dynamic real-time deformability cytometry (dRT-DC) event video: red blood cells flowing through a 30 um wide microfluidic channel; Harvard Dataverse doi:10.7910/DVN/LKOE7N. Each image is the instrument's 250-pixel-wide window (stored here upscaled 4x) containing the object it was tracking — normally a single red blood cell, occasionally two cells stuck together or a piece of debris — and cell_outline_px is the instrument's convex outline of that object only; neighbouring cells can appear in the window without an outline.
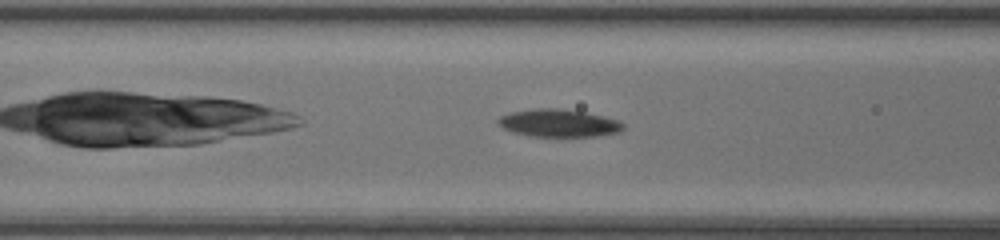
{"species": "common noctule bat (a hibernating species)", "species_latin": "Nyctalus noctula", "temperature_condition": "room temperature", "stored_images_in_passage": 25, "camera_frame_rate_fps": 3000, "um_per_image_px": 0.085, "animal": {"sex": "female", "body_mass_g": 20.0, "forearm_length_mm": 54.0}, "frame": {"image": 1, "passage_image": 5, "time_ms": 1.333, "image_size_px": [1000, 240], "cell_outline_px": [[624, 128], [620, 132], [596, 136], [528, 136], [512, 132], [496, 124], [496, 120], [500, 116], [512, 112], [536, 108], [560, 108], [584, 112], [604, 116], [620, 120], [624, 124]], "centroid_in_image_um": [47.48, 10.46], "position_along_channel_um": 119.1, "area_um2": 20.29}}
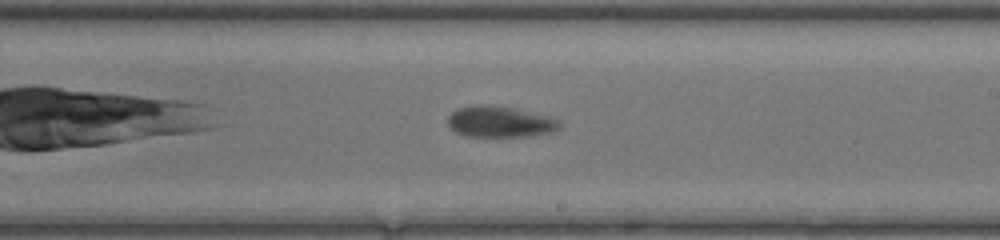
{"frame": {"image": 2, "passage_image": 14, "time_ms": 4.333, "image_size_px": [1000, 240], "cell_outline_px": [[560, 128], [552, 132], [524, 136], [468, 136], [456, 132], [448, 124], [448, 116], [456, 108], [476, 104], [488, 104], [512, 108], [548, 116], [560, 120]], "centroid_in_image_um": [42.47, 10.33], "position_along_channel_um": 246.5, "area_um2": 20.11}}
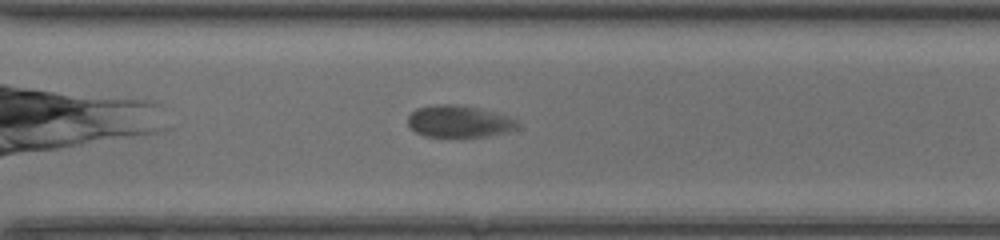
{"frame": {"image": 3, "passage_image": 20, "time_ms": 6.333, "image_size_px": [1000, 240], "cell_outline_px": [[520, 124], [516, 128], [508, 132], [488, 136], [460, 140], [452, 140], [424, 136], [408, 128], [408, 116], [416, 108], [432, 104], [464, 104], [512, 116], [520, 120]], "centroid_in_image_um": [39.04, 10.36], "position_along_channel_um": 331.6, "area_um2": 21.96}}